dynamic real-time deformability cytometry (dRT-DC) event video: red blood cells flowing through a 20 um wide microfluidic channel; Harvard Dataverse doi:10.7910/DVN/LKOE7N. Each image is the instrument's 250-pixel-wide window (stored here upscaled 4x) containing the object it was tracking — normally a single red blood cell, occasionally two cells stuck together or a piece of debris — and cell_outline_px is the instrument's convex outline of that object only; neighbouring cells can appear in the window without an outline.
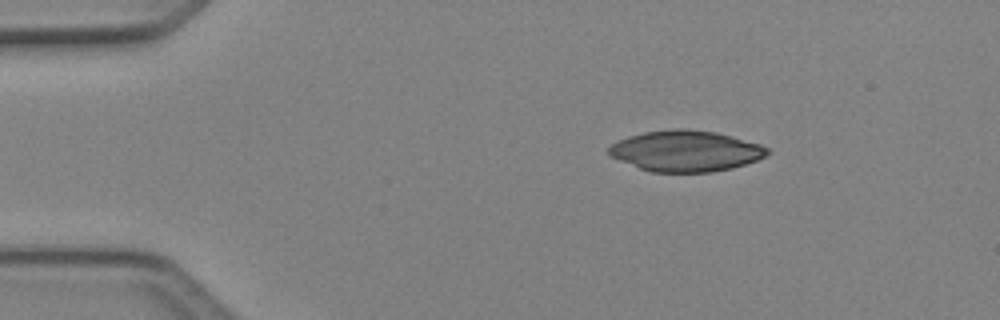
{"species": "Egyptian fruit bat (a non-hibernating species)", "species_latin": "Rousettus aegyptiacus", "temperature_condition": "cold", "stored_images_in_passage": 3, "camera_frame_rate_fps": 3000, "um_per_image_px": 0.085, "animal": {"sex": "female"}, "frame": {"image": 1, "passage_image": 1, "time_ms": 0.0, "image_size_px": [1000, 320], "cell_outline_px": [[772, 152], [756, 160], [732, 168], [712, 172], [652, 172], [640, 168], [620, 160], [612, 156], [608, 152], [608, 148], [616, 140], [628, 136], [644, 132], [672, 128], [684, 128], [716, 132], [732, 136], [760, 144], [768, 148]], "centroid_in_image_um": [58.29, 12.82], "position_along_channel_um": 26.7, "area_um2": 37.8}}